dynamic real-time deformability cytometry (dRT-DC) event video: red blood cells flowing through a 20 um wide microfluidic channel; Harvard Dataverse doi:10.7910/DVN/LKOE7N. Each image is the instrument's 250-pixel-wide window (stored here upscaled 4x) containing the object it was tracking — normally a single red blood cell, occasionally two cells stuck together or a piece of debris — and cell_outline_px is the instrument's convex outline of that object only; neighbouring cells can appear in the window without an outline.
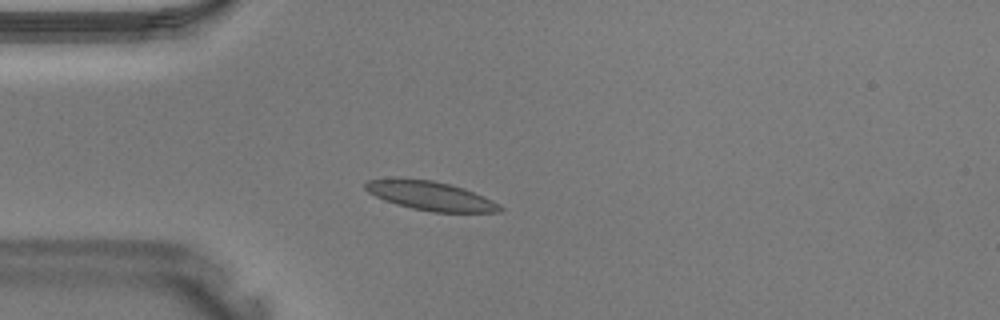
{"species": "Egyptian fruit bat (a non-hibernating species)", "species_latin": "Rousettus aegyptiacus", "temperature_condition": "warm", "stored_images_in_passage": 31, "camera_frame_rate_fps": 3000, "um_per_image_px": 0.085, "animal": {"sex": "male"}, "frame": {"image": 1, "passage_image": 1, "time_ms": 0.0, "image_size_px": [1000, 320], "cell_outline_px": [[504, 208], [500, 212], [432, 212], [412, 208], [396, 204], [384, 200], [368, 192], [364, 188], [364, 184], [368, 180], [432, 180], [464, 188], [492, 200], [500, 204]], "centroid_in_image_um": [36.65, 16.68], "position_along_channel_um": 48.3, "area_um2": 22.14}}
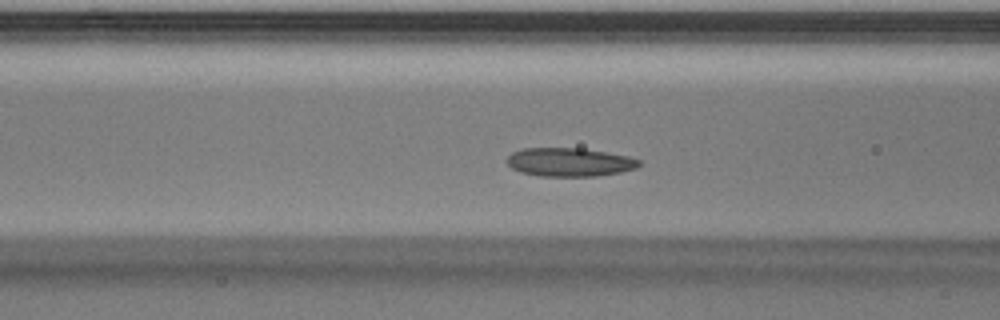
{"frame": {"image": 2, "passage_image": 6, "time_ms": 1.667, "image_size_px": [1000, 320], "cell_outline_px": [[640, 164], [636, 168], [620, 172], [596, 176], [540, 176], [520, 172], [512, 168], [508, 164], [508, 156], [512, 152], [524, 148], [580, 148], [628, 156], [640, 160]], "centroid_in_image_um": [48.4, 13.78], "position_along_channel_um": 118.2, "area_um2": 21.85}}
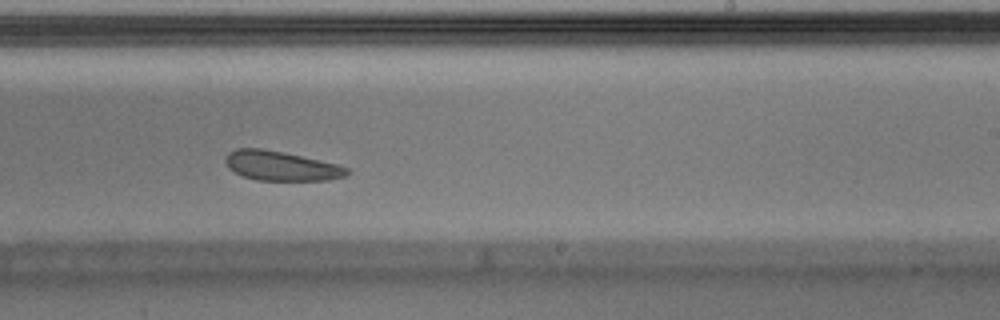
{"frame": {"image": 3, "passage_image": 15, "time_ms": 4.667, "image_size_px": [1000, 320], "cell_outline_px": [[352, 172], [344, 176], [328, 180], [256, 180], [244, 176], [228, 168], [224, 160], [228, 152], [236, 148], [260, 148], [284, 152], [336, 164], [348, 168]], "centroid_in_image_um": [23.87, 14.09], "position_along_channel_um": 265.1, "area_um2": 20.81}}